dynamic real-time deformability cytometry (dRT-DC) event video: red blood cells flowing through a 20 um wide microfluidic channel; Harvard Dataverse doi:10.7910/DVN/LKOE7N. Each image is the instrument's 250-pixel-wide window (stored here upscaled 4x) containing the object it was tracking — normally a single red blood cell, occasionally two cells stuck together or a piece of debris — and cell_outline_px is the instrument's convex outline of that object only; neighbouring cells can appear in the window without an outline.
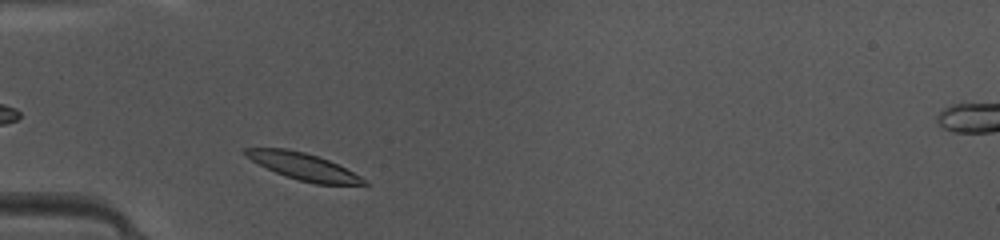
{"species": "common noctule bat (a hibernating species)", "species_latin": "Nyctalus noctula", "temperature_condition": "warm", "stored_images_in_passage": 35, "camera_frame_rate_fps": 3000, "um_per_image_px": 0.085, "animal": {"sex": "female", "body_mass_g": 10.0, "forearm_length_mm": 53.1}, "frame": {"image": 1, "passage_image": 2, "time_ms": 0.333, "image_size_px": [1000, 240], "cell_outline_px": [[368, 184], [316, 184], [300, 180], [276, 172], [252, 160], [244, 152], [244, 148], [284, 148], [304, 152], [328, 160], [368, 180]], "centroid_in_image_um": [25.8, 14.14], "position_along_channel_um": 59.2, "area_um2": 17.86}}
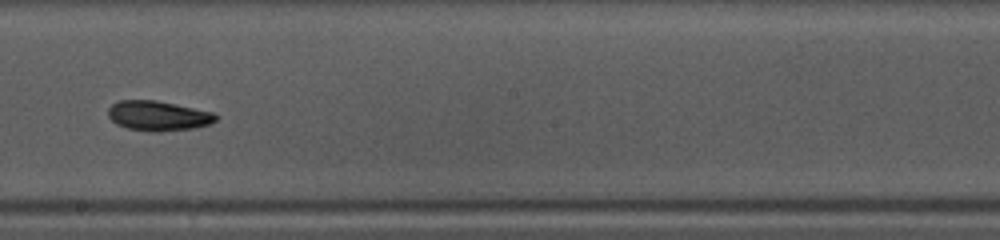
{"frame": {"image": 2, "passage_image": 15, "time_ms": 4.667, "image_size_px": [1000, 240], "cell_outline_px": [[220, 116], [212, 124], [192, 128], [160, 132], [152, 132], [128, 128], [116, 124], [108, 116], [108, 108], [112, 104], [120, 100], [156, 100], [216, 112]], "centroid_in_image_um": [13.49, 9.84], "position_along_channel_um": 234.7, "area_um2": 19.02}}
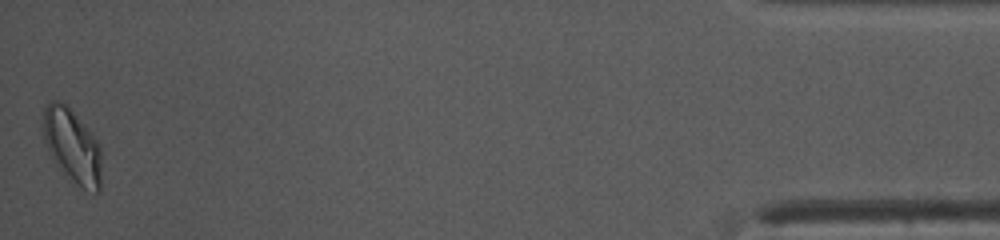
{"frame": {"image": 3, "passage_image": 35, "time_ms": 11.333, "image_size_px": [1000, 240], "cell_outline_px": [[100, 192], [96, 192], [72, 184], [68, 180], [52, 160], [48, 152], [44, 140], [44, 108], [52, 100], [56, 100], [64, 104], [92, 132], [100, 144]], "centroid_in_image_um": [6.14, 12.46], "position_along_channel_um": 429.1, "area_um2": 25.14}, "authors_computed_cell_mechanics": {"area_um2": 18.6694, "velocity_mm_per_s": 4.1593, "shape_relaxation_time_tau1_ms": 2.1319, "shape_relaxation_time_tau2_ms": 3.1959, "deformation_change_tau1": 0.1092, "deformation_change_tau2": 0.084}}